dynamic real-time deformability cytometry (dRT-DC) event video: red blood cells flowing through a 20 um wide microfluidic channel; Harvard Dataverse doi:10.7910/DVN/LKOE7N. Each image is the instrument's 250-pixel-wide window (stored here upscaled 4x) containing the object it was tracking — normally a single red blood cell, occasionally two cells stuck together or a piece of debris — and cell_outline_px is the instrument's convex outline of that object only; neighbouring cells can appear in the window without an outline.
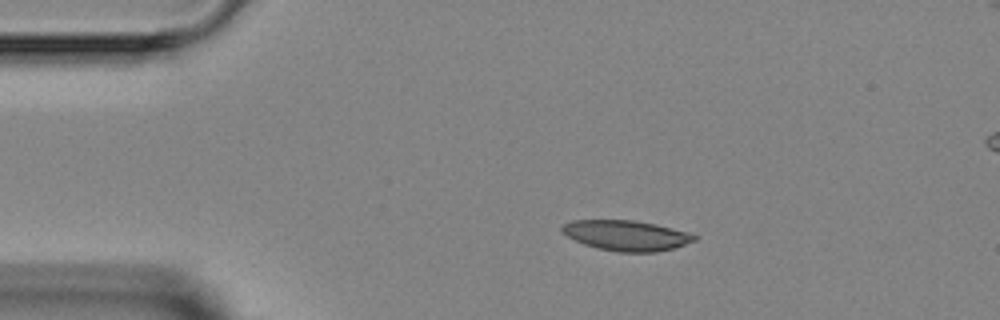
{"species": "Egyptian fruit bat (a non-hibernating species)", "species_latin": "Rousettus aegyptiacus", "temperature_condition": "room temperature", "stored_images_in_passage": 4, "camera_frame_rate_fps": 3000, "um_per_image_px": 0.085, "animal": {"sex": "female"}, "frame": {"image": 1, "passage_image": 2, "time_ms": 1.0, "image_size_px": [1000, 320], "cell_outline_px": [[696, 240], [672, 248], [656, 252], [616, 252], [584, 244], [560, 232], [560, 228], [564, 224], [572, 220], [632, 220], [656, 224], [688, 232], [696, 236]], "centroid_in_image_um": [53.21, 20.01], "position_along_channel_um": 31.8, "area_um2": 23.18}}